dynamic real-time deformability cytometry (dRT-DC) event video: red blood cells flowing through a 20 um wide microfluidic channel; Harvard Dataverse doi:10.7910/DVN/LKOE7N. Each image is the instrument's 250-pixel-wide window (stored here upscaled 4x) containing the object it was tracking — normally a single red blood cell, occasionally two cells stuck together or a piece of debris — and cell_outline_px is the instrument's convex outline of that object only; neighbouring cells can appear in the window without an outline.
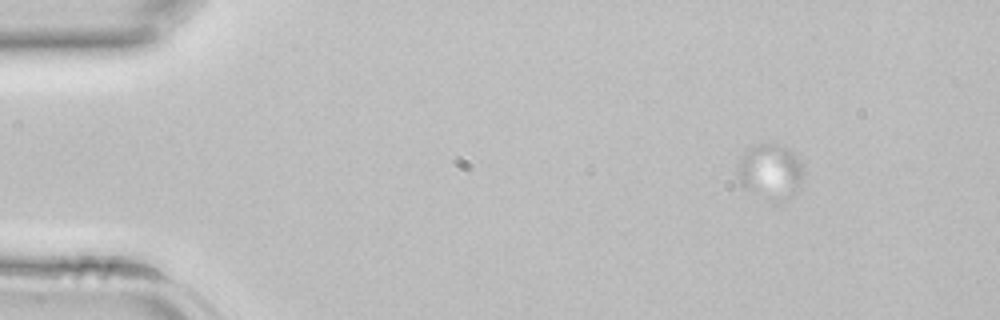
{"species": "common noctule bat (a hibernating species)", "species_latin": "Nyctalus noctula", "temperature_condition": "room temperature", "stored_images_in_passage": 38, "camera_frame_rate_fps": 3000, "um_per_image_px": 0.085, "animal": {"sex": "female", "body_mass_g": 22.7, "forearm_length_mm": 54.2}, "frame": {"image": 1, "passage_image": 1, "time_ms": 0.0, "image_size_px": [1000, 320], "cell_outline_px": [[804, 172], [796, 192], [792, 196], [740, 184], [736, 168], [744, 152], [748, 148], [756, 144], [784, 144], [792, 152], [800, 164]], "centroid_in_image_um": [65.48, 14.35], "position_along_channel_um": 19.5, "area_um2": 18.9}}
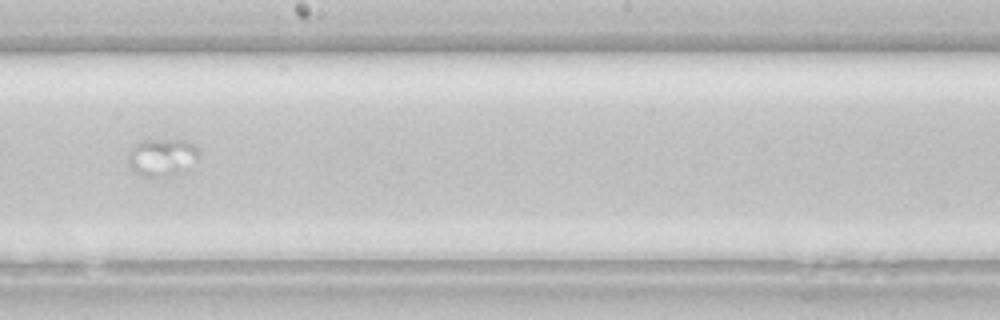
{"frame": {"image": 2, "passage_image": 24, "time_ms": 7.667, "image_size_px": [1000, 320], "cell_outline_px": [[196, 156], [176, 176], [156, 180], [140, 176], [132, 172], [128, 164], [128, 160], [132, 148], [140, 140], [184, 140], [192, 144], [196, 148]], "centroid_in_image_um": [13.66, 13.44], "position_along_channel_um": 234.5, "area_um2": 15.49}}
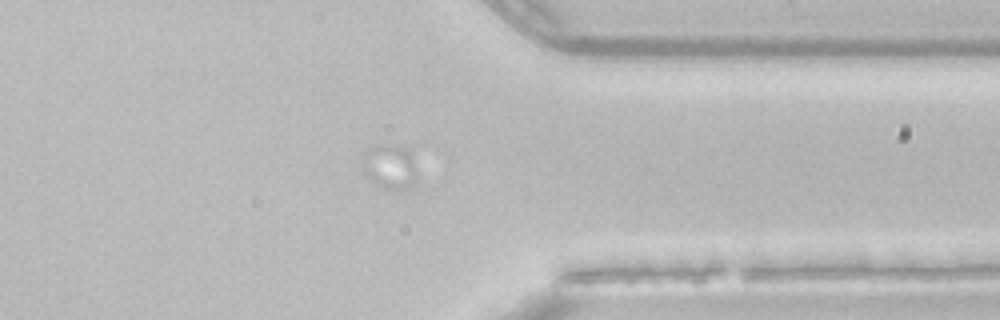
{"frame": {"image": 3, "passage_image": 35, "time_ms": 11.333, "image_size_px": [1000, 320], "cell_outline_px": [[416, 184], [408, 188], [396, 192], [392, 192], [376, 184], [364, 176], [364, 152], [368, 148], [408, 148], [416, 172]], "centroid_in_image_um": [33.15, 14.3], "position_along_channel_um": 378.2, "area_um2": 13.76}}